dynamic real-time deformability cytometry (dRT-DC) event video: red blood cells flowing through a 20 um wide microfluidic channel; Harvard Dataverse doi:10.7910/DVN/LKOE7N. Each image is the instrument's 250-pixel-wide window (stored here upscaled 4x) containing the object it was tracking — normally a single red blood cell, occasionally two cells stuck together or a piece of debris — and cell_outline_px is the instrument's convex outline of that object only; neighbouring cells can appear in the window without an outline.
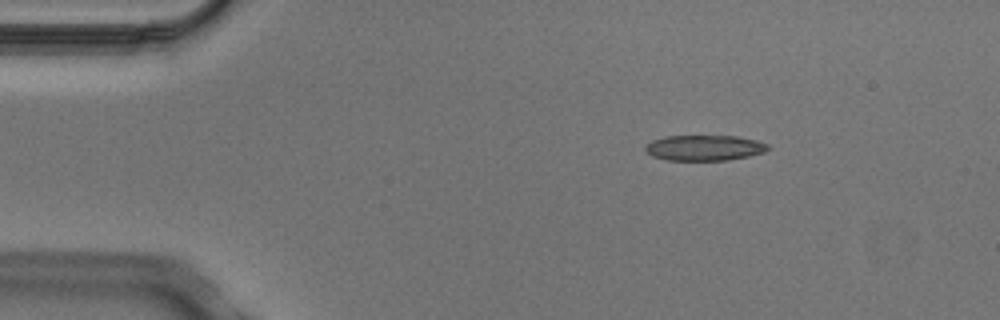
{"species": "Egyptian fruit bat (a non-hibernating species)", "species_latin": "Rousettus aegyptiacus", "temperature_condition": "cold", "stored_images_in_passage": 5, "segment_of_instrument_passage": [1, 2], "camera_frame_rate_fps": 3000, "um_per_image_px": 0.085, "animal": {"sex": "male"}, "frame": {"image": 1, "passage_image": 2, "time_ms": 0.333, "image_size_px": [1000, 320], "cell_outline_px": [[772, 148], [764, 152], [748, 156], [728, 160], [668, 160], [652, 156], [644, 148], [652, 140], [664, 136], [736, 136], [756, 140], [768, 144]], "centroid_in_image_um": [59.9, 12.56], "position_along_channel_um": 25.1, "area_um2": 18.21}}